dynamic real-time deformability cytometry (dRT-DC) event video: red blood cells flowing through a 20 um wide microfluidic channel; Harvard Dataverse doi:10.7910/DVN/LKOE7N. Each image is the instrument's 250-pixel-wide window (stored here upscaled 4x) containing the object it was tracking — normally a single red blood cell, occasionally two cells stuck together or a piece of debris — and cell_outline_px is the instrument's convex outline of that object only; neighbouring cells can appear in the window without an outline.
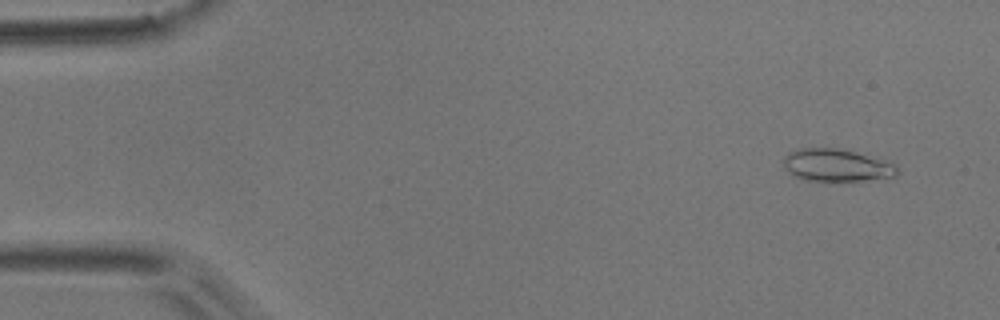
{"species": "common noctule bat (a hibernating species)", "species_latin": "Nyctalus noctula", "temperature_condition": "room temperature", "stored_images_in_passage": 52, "camera_frame_rate_fps": 3000, "um_per_image_px": 0.085, "animal": {"sex": "male", "body_mass_g": 17.9}, "frame": {"image": 1, "passage_image": 2, "time_ms": 0.333, "image_size_px": [1000, 320], "cell_outline_px": [[896, 176], [860, 180], [804, 180], [788, 172], [784, 168], [784, 156], [788, 152], [800, 148], [840, 148], [896, 164]], "centroid_in_image_um": [71.04, 14.03], "position_along_channel_um": 14.0, "area_um2": 21.04}}
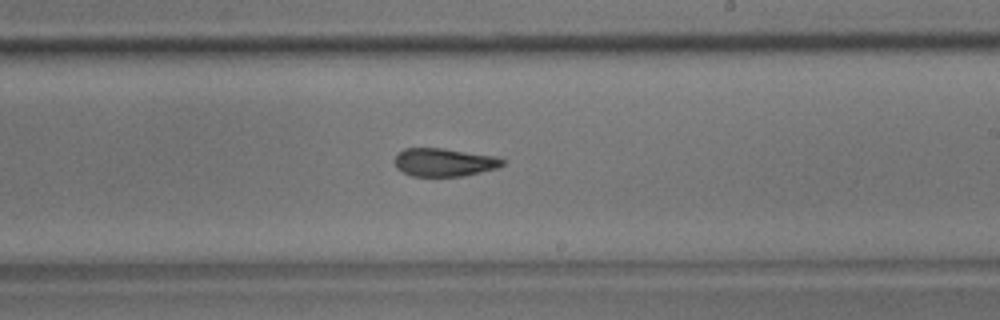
{"frame": {"image": 2, "passage_image": 30, "time_ms": 9.667, "image_size_px": [1000, 320], "cell_outline_px": [[504, 164], [496, 168], [464, 176], [412, 176], [396, 168], [396, 156], [404, 148], [444, 148], [492, 156], [504, 160]], "centroid_in_image_um": [37.74, 13.8], "position_along_channel_um": 251.3, "area_um2": 17.4}}
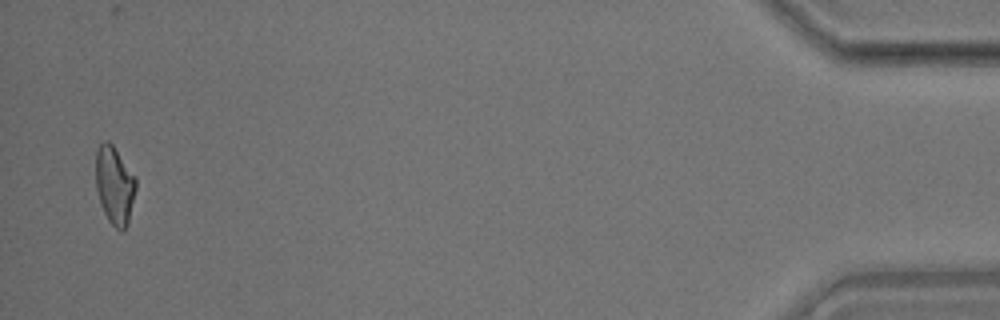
{"frame": {"image": 3, "passage_image": 51, "time_ms": 16.667, "image_size_px": [1000, 320], "cell_outline_px": [[136, 188], [128, 224], [124, 228], [116, 228], [108, 220], [100, 204], [96, 188], [96, 152], [100, 144], [104, 140], [108, 140], [112, 144], [136, 176]], "centroid_in_image_um": [9.74, 15.71], "position_along_channel_um": 425.5, "area_um2": 18.21}, "authors_computed_cell_mechanics": {"area_um2": 18.6405, "velocity_mm_per_s": 3.7072, "shape_relaxation_time_tau1_ms": null, "shape_relaxation_time_tau2_ms": 2.6, "deformation_change_tau1": null, "deformation_change_tau2": 0.1127}}